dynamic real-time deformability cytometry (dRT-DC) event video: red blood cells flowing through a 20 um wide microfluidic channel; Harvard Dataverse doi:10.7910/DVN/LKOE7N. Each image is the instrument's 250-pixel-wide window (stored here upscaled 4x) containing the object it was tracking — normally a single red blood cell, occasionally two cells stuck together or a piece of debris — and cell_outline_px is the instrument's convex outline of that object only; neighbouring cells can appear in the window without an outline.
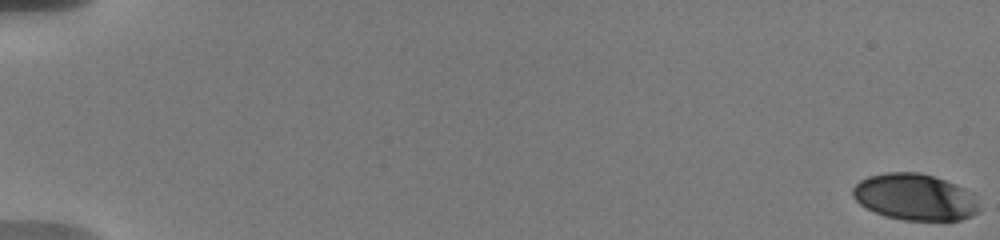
{"species": "human", "species_latin": "Homo sapiens", "temperature_condition": "warm", "stored_images_in_passage": 19, "camera_frame_rate_fps": 3000, "um_per_image_px": 0.085, "donor": {"sex": "male"}, "frame": {"image": 1, "passage_image": 1, "time_ms": 0.0, "image_size_px": [1000, 240], "cell_outline_px": [[980, 212], [972, 216], [960, 220], [904, 220], [884, 216], [860, 204], [852, 196], [852, 188], [860, 180], [868, 176], [884, 172], [920, 172], [956, 184], [972, 192], [980, 208]], "centroid_in_image_um": [77.78, 16.75], "position_along_channel_um": 7.2, "area_um2": 34.39}}